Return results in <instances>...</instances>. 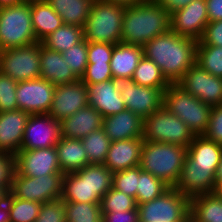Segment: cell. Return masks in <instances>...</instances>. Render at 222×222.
Listing matches in <instances>:
<instances>
[{
  "instance_id": "obj_1",
  "label": "cell",
  "mask_w": 222,
  "mask_h": 222,
  "mask_svg": "<svg viewBox=\"0 0 222 222\" xmlns=\"http://www.w3.org/2000/svg\"><path fill=\"white\" fill-rule=\"evenodd\" d=\"M197 42L170 30L146 42L144 56L161 69L170 84H176L196 62Z\"/></svg>"
},
{
  "instance_id": "obj_2",
  "label": "cell",
  "mask_w": 222,
  "mask_h": 222,
  "mask_svg": "<svg viewBox=\"0 0 222 222\" xmlns=\"http://www.w3.org/2000/svg\"><path fill=\"white\" fill-rule=\"evenodd\" d=\"M170 30V14L154 0L124 7L121 43L143 46Z\"/></svg>"
},
{
  "instance_id": "obj_3",
  "label": "cell",
  "mask_w": 222,
  "mask_h": 222,
  "mask_svg": "<svg viewBox=\"0 0 222 222\" xmlns=\"http://www.w3.org/2000/svg\"><path fill=\"white\" fill-rule=\"evenodd\" d=\"M186 158L187 147L144 140L139 167L174 187Z\"/></svg>"
},
{
  "instance_id": "obj_4",
  "label": "cell",
  "mask_w": 222,
  "mask_h": 222,
  "mask_svg": "<svg viewBox=\"0 0 222 222\" xmlns=\"http://www.w3.org/2000/svg\"><path fill=\"white\" fill-rule=\"evenodd\" d=\"M124 6L104 0L92 2L89 16L83 27L88 42L121 43Z\"/></svg>"
},
{
  "instance_id": "obj_5",
  "label": "cell",
  "mask_w": 222,
  "mask_h": 222,
  "mask_svg": "<svg viewBox=\"0 0 222 222\" xmlns=\"http://www.w3.org/2000/svg\"><path fill=\"white\" fill-rule=\"evenodd\" d=\"M37 43L35 38L31 1L0 8V51Z\"/></svg>"
},
{
  "instance_id": "obj_6",
  "label": "cell",
  "mask_w": 222,
  "mask_h": 222,
  "mask_svg": "<svg viewBox=\"0 0 222 222\" xmlns=\"http://www.w3.org/2000/svg\"><path fill=\"white\" fill-rule=\"evenodd\" d=\"M163 105L186 123L195 136H201L208 127L211 106L189 94L177 84L164 91Z\"/></svg>"
},
{
  "instance_id": "obj_7",
  "label": "cell",
  "mask_w": 222,
  "mask_h": 222,
  "mask_svg": "<svg viewBox=\"0 0 222 222\" xmlns=\"http://www.w3.org/2000/svg\"><path fill=\"white\" fill-rule=\"evenodd\" d=\"M195 135L179 117L163 105L143 120V139L188 147Z\"/></svg>"
},
{
  "instance_id": "obj_8",
  "label": "cell",
  "mask_w": 222,
  "mask_h": 222,
  "mask_svg": "<svg viewBox=\"0 0 222 222\" xmlns=\"http://www.w3.org/2000/svg\"><path fill=\"white\" fill-rule=\"evenodd\" d=\"M137 208L139 222H185L190 217V199L174 187Z\"/></svg>"
},
{
  "instance_id": "obj_9",
  "label": "cell",
  "mask_w": 222,
  "mask_h": 222,
  "mask_svg": "<svg viewBox=\"0 0 222 222\" xmlns=\"http://www.w3.org/2000/svg\"><path fill=\"white\" fill-rule=\"evenodd\" d=\"M0 72L17 82L40 78V42L0 51Z\"/></svg>"
},
{
  "instance_id": "obj_10",
  "label": "cell",
  "mask_w": 222,
  "mask_h": 222,
  "mask_svg": "<svg viewBox=\"0 0 222 222\" xmlns=\"http://www.w3.org/2000/svg\"><path fill=\"white\" fill-rule=\"evenodd\" d=\"M121 93L125 108L143 120L163 106L165 89L137 85L132 79L112 78Z\"/></svg>"
},
{
  "instance_id": "obj_11",
  "label": "cell",
  "mask_w": 222,
  "mask_h": 222,
  "mask_svg": "<svg viewBox=\"0 0 222 222\" xmlns=\"http://www.w3.org/2000/svg\"><path fill=\"white\" fill-rule=\"evenodd\" d=\"M64 174H49L41 177H28L13 174L10 193L19 199L45 203L61 198Z\"/></svg>"
},
{
  "instance_id": "obj_12",
  "label": "cell",
  "mask_w": 222,
  "mask_h": 222,
  "mask_svg": "<svg viewBox=\"0 0 222 222\" xmlns=\"http://www.w3.org/2000/svg\"><path fill=\"white\" fill-rule=\"evenodd\" d=\"M176 84L211 107L222 104V78L210 74L196 62Z\"/></svg>"
},
{
  "instance_id": "obj_13",
  "label": "cell",
  "mask_w": 222,
  "mask_h": 222,
  "mask_svg": "<svg viewBox=\"0 0 222 222\" xmlns=\"http://www.w3.org/2000/svg\"><path fill=\"white\" fill-rule=\"evenodd\" d=\"M62 138L61 122L48 113L31 114L24 129L21 150L56 146Z\"/></svg>"
},
{
  "instance_id": "obj_14",
  "label": "cell",
  "mask_w": 222,
  "mask_h": 222,
  "mask_svg": "<svg viewBox=\"0 0 222 222\" xmlns=\"http://www.w3.org/2000/svg\"><path fill=\"white\" fill-rule=\"evenodd\" d=\"M54 91L55 85L43 78L20 81L16 88L18 109L30 115L49 113Z\"/></svg>"
},
{
  "instance_id": "obj_15",
  "label": "cell",
  "mask_w": 222,
  "mask_h": 222,
  "mask_svg": "<svg viewBox=\"0 0 222 222\" xmlns=\"http://www.w3.org/2000/svg\"><path fill=\"white\" fill-rule=\"evenodd\" d=\"M15 171L22 176L41 177L63 174L59 167L56 147L20 150L15 155Z\"/></svg>"
},
{
  "instance_id": "obj_16",
  "label": "cell",
  "mask_w": 222,
  "mask_h": 222,
  "mask_svg": "<svg viewBox=\"0 0 222 222\" xmlns=\"http://www.w3.org/2000/svg\"><path fill=\"white\" fill-rule=\"evenodd\" d=\"M171 31L199 40L209 23L205 0H193L186 7L170 14Z\"/></svg>"
},
{
  "instance_id": "obj_17",
  "label": "cell",
  "mask_w": 222,
  "mask_h": 222,
  "mask_svg": "<svg viewBox=\"0 0 222 222\" xmlns=\"http://www.w3.org/2000/svg\"><path fill=\"white\" fill-rule=\"evenodd\" d=\"M88 105L87 86L79 79L74 83L55 86L53 102L48 114L61 122Z\"/></svg>"
},
{
  "instance_id": "obj_18",
  "label": "cell",
  "mask_w": 222,
  "mask_h": 222,
  "mask_svg": "<svg viewBox=\"0 0 222 222\" xmlns=\"http://www.w3.org/2000/svg\"><path fill=\"white\" fill-rule=\"evenodd\" d=\"M216 170L194 167L193 163L186 158L174 188L189 199L213 193L216 188Z\"/></svg>"
},
{
  "instance_id": "obj_19",
  "label": "cell",
  "mask_w": 222,
  "mask_h": 222,
  "mask_svg": "<svg viewBox=\"0 0 222 222\" xmlns=\"http://www.w3.org/2000/svg\"><path fill=\"white\" fill-rule=\"evenodd\" d=\"M29 116L20 109L0 112V152L15 155L21 150Z\"/></svg>"
},
{
  "instance_id": "obj_20",
  "label": "cell",
  "mask_w": 222,
  "mask_h": 222,
  "mask_svg": "<svg viewBox=\"0 0 222 222\" xmlns=\"http://www.w3.org/2000/svg\"><path fill=\"white\" fill-rule=\"evenodd\" d=\"M143 138L112 141L104 165L113 173L139 166Z\"/></svg>"
},
{
  "instance_id": "obj_21",
  "label": "cell",
  "mask_w": 222,
  "mask_h": 222,
  "mask_svg": "<svg viewBox=\"0 0 222 222\" xmlns=\"http://www.w3.org/2000/svg\"><path fill=\"white\" fill-rule=\"evenodd\" d=\"M85 85L88 90L89 106L94 107L103 118L126 109L121 93L116 90L112 80Z\"/></svg>"
},
{
  "instance_id": "obj_22",
  "label": "cell",
  "mask_w": 222,
  "mask_h": 222,
  "mask_svg": "<svg viewBox=\"0 0 222 222\" xmlns=\"http://www.w3.org/2000/svg\"><path fill=\"white\" fill-rule=\"evenodd\" d=\"M102 128L111 141L143 137V119L127 109L103 118Z\"/></svg>"
},
{
  "instance_id": "obj_23",
  "label": "cell",
  "mask_w": 222,
  "mask_h": 222,
  "mask_svg": "<svg viewBox=\"0 0 222 222\" xmlns=\"http://www.w3.org/2000/svg\"><path fill=\"white\" fill-rule=\"evenodd\" d=\"M40 78L53 85L70 84L79 80L64 60L62 53L44 47L40 42Z\"/></svg>"
},
{
  "instance_id": "obj_24",
  "label": "cell",
  "mask_w": 222,
  "mask_h": 222,
  "mask_svg": "<svg viewBox=\"0 0 222 222\" xmlns=\"http://www.w3.org/2000/svg\"><path fill=\"white\" fill-rule=\"evenodd\" d=\"M101 114L92 106H86L61 121L62 137L83 139L102 128Z\"/></svg>"
},
{
  "instance_id": "obj_25",
  "label": "cell",
  "mask_w": 222,
  "mask_h": 222,
  "mask_svg": "<svg viewBox=\"0 0 222 222\" xmlns=\"http://www.w3.org/2000/svg\"><path fill=\"white\" fill-rule=\"evenodd\" d=\"M143 56V46L124 43L115 44L110 60L113 78L131 79Z\"/></svg>"
},
{
  "instance_id": "obj_26",
  "label": "cell",
  "mask_w": 222,
  "mask_h": 222,
  "mask_svg": "<svg viewBox=\"0 0 222 222\" xmlns=\"http://www.w3.org/2000/svg\"><path fill=\"white\" fill-rule=\"evenodd\" d=\"M55 147L63 174L76 172L89 165L87 152L80 139L62 137Z\"/></svg>"
},
{
  "instance_id": "obj_27",
  "label": "cell",
  "mask_w": 222,
  "mask_h": 222,
  "mask_svg": "<svg viewBox=\"0 0 222 222\" xmlns=\"http://www.w3.org/2000/svg\"><path fill=\"white\" fill-rule=\"evenodd\" d=\"M31 16L37 42L63 25L62 18L46 0H31Z\"/></svg>"
},
{
  "instance_id": "obj_28",
  "label": "cell",
  "mask_w": 222,
  "mask_h": 222,
  "mask_svg": "<svg viewBox=\"0 0 222 222\" xmlns=\"http://www.w3.org/2000/svg\"><path fill=\"white\" fill-rule=\"evenodd\" d=\"M187 158L194 167L217 169L222 158V145L206 139L203 135L195 136L187 147Z\"/></svg>"
},
{
  "instance_id": "obj_29",
  "label": "cell",
  "mask_w": 222,
  "mask_h": 222,
  "mask_svg": "<svg viewBox=\"0 0 222 222\" xmlns=\"http://www.w3.org/2000/svg\"><path fill=\"white\" fill-rule=\"evenodd\" d=\"M191 222H222V198L216 193L190 199Z\"/></svg>"
},
{
  "instance_id": "obj_30",
  "label": "cell",
  "mask_w": 222,
  "mask_h": 222,
  "mask_svg": "<svg viewBox=\"0 0 222 222\" xmlns=\"http://www.w3.org/2000/svg\"><path fill=\"white\" fill-rule=\"evenodd\" d=\"M63 24L84 27L93 0H46Z\"/></svg>"
},
{
  "instance_id": "obj_31",
  "label": "cell",
  "mask_w": 222,
  "mask_h": 222,
  "mask_svg": "<svg viewBox=\"0 0 222 222\" xmlns=\"http://www.w3.org/2000/svg\"><path fill=\"white\" fill-rule=\"evenodd\" d=\"M79 176H88L90 196H93L99 203L107 191L113 187V172L104 164H89L76 171Z\"/></svg>"
},
{
  "instance_id": "obj_32",
  "label": "cell",
  "mask_w": 222,
  "mask_h": 222,
  "mask_svg": "<svg viewBox=\"0 0 222 222\" xmlns=\"http://www.w3.org/2000/svg\"><path fill=\"white\" fill-rule=\"evenodd\" d=\"M60 199L64 202L99 203L93 196H90L88 176H79L76 172L63 175Z\"/></svg>"
},
{
  "instance_id": "obj_33",
  "label": "cell",
  "mask_w": 222,
  "mask_h": 222,
  "mask_svg": "<svg viewBox=\"0 0 222 222\" xmlns=\"http://www.w3.org/2000/svg\"><path fill=\"white\" fill-rule=\"evenodd\" d=\"M83 39V27L63 24L53 33L45 37L41 41V44L48 49L63 53Z\"/></svg>"
},
{
  "instance_id": "obj_34",
  "label": "cell",
  "mask_w": 222,
  "mask_h": 222,
  "mask_svg": "<svg viewBox=\"0 0 222 222\" xmlns=\"http://www.w3.org/2000/svg\"><path fill=\"white\" fill-rule=\"evenodd\" d=\"M137 85L166 89L170 83L163 76L161 69L145 56L139 61L131 78Z\"/></svg>"
},
{
  "instance_id": "obj_35",
  "label": "cell",
  "mask_w": 222,
  "mask_h": 222,
  "mask_svg": "<svg viewBox=\"0 0 222 222\" xmlns=\"http://www.w3.org/2000/svg\"><path fill=\"white\" fill-rule=\"evenodd\" d=\"M81 141L87 152L89 164H104L112 141L103 128L91 132Z\"/></svg>"
},
{
  "instance_id": "obj_36",
  "label": "cell",
  "mask_w": 222,
  "mask_h": 222,
  "mask_svg": "<svg viewBox=\"0 0 222 222\" xmlns=\"http://www.w3.org/2000/svg\"><path fill=\"white\" fill-rule=\"evenodd\" d=\"M169 188L170 186L164 181L140 168L138 187L136 190V203L139 205L151 201L162 195Z\"/></svg>"
},
{
  "instance_id": "obj_37",
  "label": "cell",
  "mask_w": 222,
  "mask_h": 222,
  "mask_svg": "<svg viewBox=\"0 0 222 222\" xmlns=\"http://www.w3.org/2000/svg\"><path fill=\"white\" fill-rule=\"evenodd\" d=\"M10 222H34L39 215L42 204L19 199L7 193Z\"/></svg>"
},
{
  "instance_id": "obj_38",
  "label": "cell",
  "mask_w": 222,
  "mask_h": 222,
  "mask_svg": "<svg viewBox=\"0 0 222 222\" xmlns=\"http://www.w3.org/2000/svg\"><path fill=\"white\" fill-rule=\"evenodd\" d=\"M66 222H102L100 203L64 202Z\"/></svg>"
},
{
  "instance_id": "obj_39",
  "label": "cell",
  "mask_w": 222,
  "mask_h": 222,
  "mask_svg": "<svg viewBox=\"0 0 222 222\" xmlns=\"http://www.w3.org/2000/svg\"><path fill=\"white\" fill-rule=\"evenodd\" d=\"M196 63L210 74L222 78V47L197 45Z\"/></svg>"
},
{
  "instance_id": "obj_40",
  "label": "cell",
  "mask_w": 222,
  "mask_h": 222,
  "mask_svg": "<svg viewBox=\"0 0 222 222\" xmlns=\"http://www.w3.org/2000/svg\"><path fill=\"white\" fill-rule=\"evenodd\" d=\"M100 204L102 212L117 213L137 208V203L134 197L126 195L113 187L105 193Z\"/></svg>"
},
{
  "instance_id": "obj_41",
  "label": "cell",
  "mask_w": 222,
  "mask_h": 222,
  "mask_svg": "<svg viewBox=\"0 0 222 222\" xmlns=\"http://www.w3.org/2000/svg\"><path fill=\"white\" fill-rule=\"evenodd\" d=\"M87 52L88 41L83 39L62 53L64 60L79 79L85 74L88 65Z\"/></svg>"
},
{
  "instance_id": "obj_42",
  "label": "cell",
  "mask_w": 222,
  "mask_h": 222,
  "mask_svg": "<svg viewBox=\"0 0 222 222\" xmlns=\"http://www.w3.org/2000/svg\"><path fill=\"white\" fill-rule=\"evenodd\" d=\"M140 167L114 172L113 188L136 199Z\"/></svg>"
},
{
  "instance_id": "obj_43",
  "label": "cell",
  "mask_w": 222,
  "mask_h": 222,
  "mask_svg": "<svg viewBox=\"0 0 222 222\" xmlns=\"http://www.w3.org/2000/svg\"><path fill=\"white\" fill-rule=\"evenodd\" d=\"M17 81L0 72V112L18 109L16 88Z\"/></svg>"
},
{
  "instance_id": "obj_44",
  "label": "cell",
  "mask_w": 222,
  "mask_h": 222,
  "mask_svg": "<svg viewBox=\"0 0 222 222\" xmlns=\"http://www.w3.org/2000/svg\"><path fill=\"white\" fill-rule=\"evenodd\" d=\"M34 222H66L64 201L57 199L42 203L38 218Z\"/></svg>"
},
{
  "instance_id": "obj_45",
  "label": "cell",
  "mask_w": 222,
  "mask_h": 222,
  "mask_svg": "<svg viewBox=\"0 0 222 222\" xmlns=\"http://www.w3.org/2000/svg\"><path fill=\"white\" fill-rule=\"evenodd\" d=\"M113 78L110 63H88L85 74L81 77L84 84L106 82Z\"/></svg>"
},
{
  "instance_id": "obj_46",
  "label": "cell",
  "mask_w": 222,
  "mask_h": 222,
  "mask_svg": "<svg viewBox=\"0 0 222 222\" xmlns=\"http://www.w3.org/2000/svg\"><path fill=\"white\" fill-rule=\"evenodd\" d=\"M203 136L222 145V104L211 107L208 127Z\"/></svg>"
},
{
  "instance_id": "obj_47",
  "label": "cell",
  "mask_w": 222,
  "mask_h": 222,
  "mask_svg": "<svg viewBox=\"0 0 222 222\" xmlns=\"http://www.w3.org/2000/svg\"><path fill=\"white\" fill-rule=\"evenodd\" d=\"M113 44L102 42H88V63H110Z\"/></svg>"
},
{
  "instance_id": "obj_48",
  "label": "cell",
  "mask_w": 222,
  "mask_h": 222,
  "mask_svg": "<svg viewBox=\"0 0 222 222\" xmlns=\"http://www.w3.org/2000/svg\"><path fill=\"white\" fill-rule=\"evenodd\" d=\"M15 172V156L0 152V187L10 192L13 174Z\"/></svg>"
},
{
  "instance_id": "obj_49",
  "label": "cell",
  "mask_w": 222,
  "mask_h": 222,
  "mask_svg": "<svg viewBox=\"0 0 222 222\" xmlns=\"http://www.w3.org/2000/svg\"><path fill=\"white\" fill-rule=\"evenodd\" d=\"M197 45H213L222 47V20L209 22Z\"/></svg>"
},
{
  "instance_id": "obj_50",
  "label": "cell",
  "mask_w": 222,
  "mask_h": 222,
  "mask_svg": "<svg viewBox=\"0 0 222 222\" xmlns=\"http://www.w3.org/2000/svg\"><path fill=\"white\" fill-rule=\"evenodd\" d=\"M102 222H139L138 208L120 212H102Z\"/></svg>"
},
{
  "instance_id": "obj_51",
  "label": "cell",
  "mask_w": 222,
  "mask_h": 222,
  "mask_svg": "<svg viewBox=\"0 0 222 222\" xmlns=\"http://www.w3.org/2000/svg\"><path fill=\"white\" fill-rule=\"evenodd\" d=\"M209 22L222 20V0H205Z\"/></svg>"
},
{
  "instance_id": "obj_52",
  "label": "cell",
  "mask_w": 222,
  "mask_h": 222,
  "mask_svg": "<svg viewBox=\"0 0 222 222\" xmlns=\"http://www.w3.org/2000/svg\"><path fill=\"white\" fill-rule=\"evenodd\" d=\"M159 6L163 7L169 14L186 7L193 0H154Z\"/></svg>"
},
{
  "instance_id": "obj_53",
  "label": "cell",
  "mask_w": 222,
  "mask_h": 222,
  "mask_svg": "<svg viewBox=\"0 0 222 222\" xmlns=\"http://www.w3.org/2000/svg\"><path fill=\"white\" fill-rule=\"evenodd\" d=\"M0 222H10L7 196L0 202Z\"/></svg>"
},
{
  "instance_id": "obj_54",
  "label": "cell",
  "mask_w": 222,
  "mask_h": 222,
  "mask_svg": "<svg viewBox=\"0 0 222 222\" xmlns=\"http://www.w3.org/2000/svg\"><path fill=\"white\" fill-rule=\"evenodd\" d=\"M104 1H108L110 3H115L117 5H121L124 7H128V6L140 4V3L145 2L147 0H104Z\"/></svg>"
},
{
  "instance_id": "obj_55",
  "label": "cell",
  "mask_w": 222,
  "mask_h": 222,
  "mask_svg": "<svg viewBox=\"0 0 222 222\" xmlns=\"http://www.w3.org/2000/svg\"><path fill=\"white\" fill-rule=\"evenodd\" d=\"M24 0H0V8L6 6H13L23 2Z\"/></svg>"
},
{
  "instance_id": "obj_56",
  "label": "cell",
  "mask_w": 222,
  "mask_h": 222,
  "mask_svg": "<svg viewBox=\"0 0 222 222\" xmlns=\"http://www.w3.org/2000/svg\"><path fill=\"white\" fill-rule=\"evenodd\" d=\"M215 181L222 182V158L215 173Z\"/></svg>"
},
{
  "instance_id": "obj_57",
  "label": "cell",
  "mask_w": 222,
  "mask_h": 222,
  "mask_svg": "<svg viewBox=\"0 0 222 222\" xmlns=\"http://www.w3.org/2000/svg\"><path fill=\"white\" fill-rule=\"evenodd\" d=\"M214 193H216L220 198H222V182H216V188Z\"/></svg>"
},
{
  "instance_id": "obj_58",
  "label": "cell",
  "mask_w": 222,
  "mask_h": 222,
  "mask_svg": "<svg viewBox=\"0 0 222 222\" xmlns=\"http://www.w3.org/2000/svg\"><path fill=\"white\" fill-rule=\"evenodd\" d=\"M7 193L8 192L3 187H0V202L6 198Z\"/></svg>"
},
{
  "instance_id": "obj_59",
  "label": "cell",
  "mask_w": 222,
  "mask_h": 222,
  "mask_svg": "<svg viewBox=\"0 0 222 222\" xmlns=\"http://www.w3.org/2000/svg\"><path fill=\"white\" fill-rule=\"evenodd\" d=\"M185 222H191V218L189 217Z\"/></svg>"
}]
</instances>
